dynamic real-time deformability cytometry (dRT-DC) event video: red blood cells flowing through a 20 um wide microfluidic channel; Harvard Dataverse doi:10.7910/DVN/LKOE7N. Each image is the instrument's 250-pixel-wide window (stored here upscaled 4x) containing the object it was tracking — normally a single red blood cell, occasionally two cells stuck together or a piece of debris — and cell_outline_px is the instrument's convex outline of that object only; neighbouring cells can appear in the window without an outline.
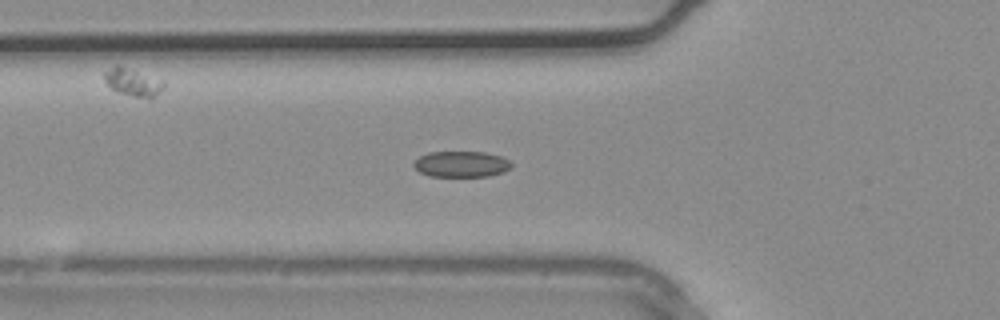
{"species": "common noctule bat (a hibernating species)", "species_latin": "Nyctalus noctula", "temperature_condition": "warm", "stored_images_in_passage": 33, "camera_frame_rate_fps": 3000, "um_per_image_px": 0.085, "animal": {"sex": "male", "body_mass_g": 20.4}, "frame": {"image": 1, "passage_image": 10, "time_ms": 3.0, "image_size_px": [1000, 320], "cell_outline_px": [[512, 164], [504, 172], [488, 176], [428, 176], [420, 172], [412, 164], [420, 156], [428, 152], [484, 152], [500, 156], [508, 160]], "centroid_in_image_um": [39.19, 13.95], "position_along_channel_um": 86.6, "area_um2": 14.62}}